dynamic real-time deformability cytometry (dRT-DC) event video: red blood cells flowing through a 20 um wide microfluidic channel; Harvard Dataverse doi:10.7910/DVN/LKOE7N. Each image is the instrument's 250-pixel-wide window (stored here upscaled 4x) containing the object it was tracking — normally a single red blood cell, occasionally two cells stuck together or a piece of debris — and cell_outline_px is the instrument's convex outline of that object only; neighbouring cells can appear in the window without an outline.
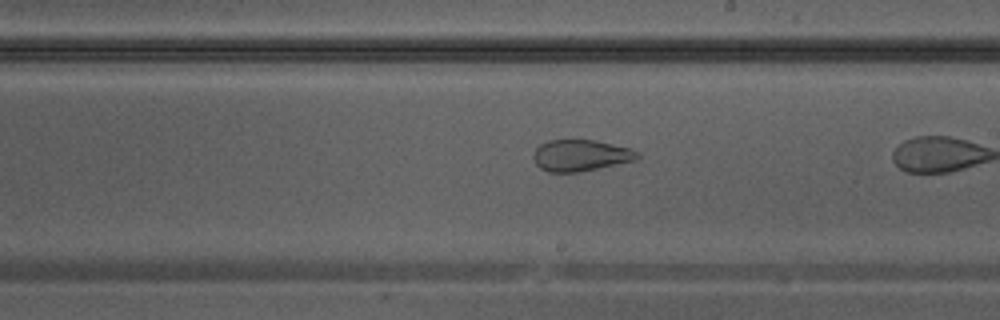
{"species": "Egyptian fruit bat (a non-hibernating species)", "species_latin": "Rousettus aegyptiacus", "temperature_condition": "warm", "stored_images_in_passage": 10, "camera_frame_rate_fps": 3000, "um_per_image_px": 0.085, "animal": {"sex": "male"}, "frame": {"image": 1, "passage_image": 9, "time_ms": 2.667, "image_size_px": [1000, 320], "cell_outline_px": [[640, 156], [636, 160], [576, 172], [548, 172], [540, 168], [536, 164], [532, 156], [536, 148], [540, 144], [548, 140], [596, 140], [632, 148], [640, 152]], "centroid_in_image_um": [49.36, 13.19], "position_along_channel_um": 239.6, "area_um2": 19.07}}